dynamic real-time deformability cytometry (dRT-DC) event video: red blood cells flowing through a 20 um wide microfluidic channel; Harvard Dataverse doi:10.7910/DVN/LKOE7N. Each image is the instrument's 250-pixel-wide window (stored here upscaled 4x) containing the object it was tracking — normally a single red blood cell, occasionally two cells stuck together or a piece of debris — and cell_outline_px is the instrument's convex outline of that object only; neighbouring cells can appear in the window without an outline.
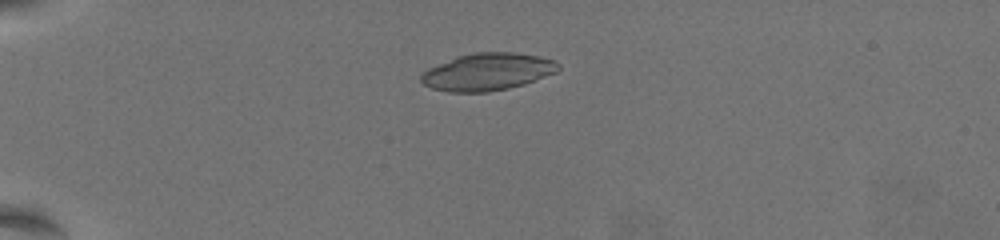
{"species": "common noctule bat (a hibernating species)", "species_latin": "Nyctalus noctula", "temperature_condition": "warm", "stored_images_in_passage": 44, "camera_frame_rate_fps": 3000, "um_per_image_px": 0.085, "animal": {"sex": "female", "body_mass_g": 19.5, "forearm_length_mm": 54.1}, "frame": {"image": 1, "passage_image": 1, "time_ms": 0.0, "image_size_px": [1000, 240], "cell_outline_px": [[560, 68], [556, 72], [524, 84], [508, 88], [488, 92], [448, 92], [432, 88], [424, 84], [420, 80], [420, 76], [428, 68], [456, 56], [476, 52], [512, 52], [540, 56], [556, 60], [560, 64]], "centroid_in_image_um": [41.45, 6.1], "position_along_channel_um": 43.6, "area_um2": 29.88}}
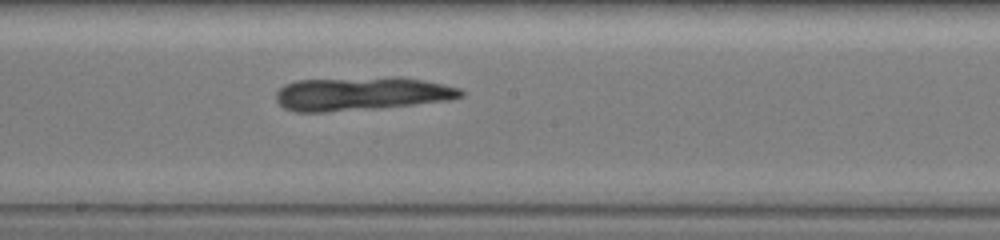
{"frame": {"image": 2, "passage_image": 20, "time_ms": 6.333, "image_size_px": [1000, 240], "cell_outline_px": [[464, 96], [448, 100], [376, 108], [324, 112], [296, 112], [284, 108], [276, 100], [276, 92], [284, 84], [296, 80], [396, 76], [424, 80], [444, 84], [460, 88], [464, 92]], "centroid_in_image_um": [30.7, 7.95], "position_along_channel_um": 217.5, "area_um2": 36.24}}
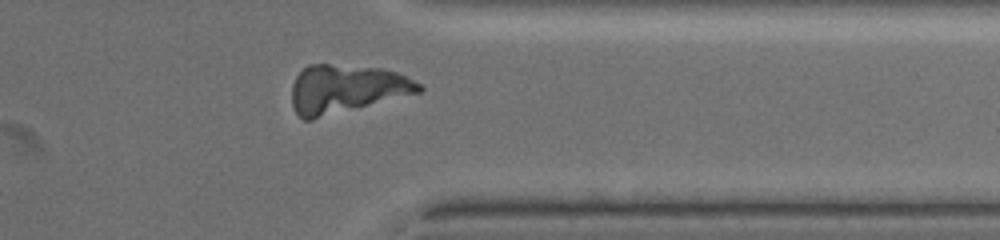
{"frame": {"image": 3, "passage_image": 34, "time_ms": 11.0, "image_size_px": [1000, 240], "cell_outline_px": [[424, 88], [420, 92], [312, 120], [304, 120], [296, 112], [292, 104], [292, 84], [296, 76], [308, 64], [328, 64], [380, 68], [396, 72], [420, 84]], "centroid_in_image_um": [29.39, 7.56], "position_along_channel_um": 382.0, "area_um2": 35.55}}